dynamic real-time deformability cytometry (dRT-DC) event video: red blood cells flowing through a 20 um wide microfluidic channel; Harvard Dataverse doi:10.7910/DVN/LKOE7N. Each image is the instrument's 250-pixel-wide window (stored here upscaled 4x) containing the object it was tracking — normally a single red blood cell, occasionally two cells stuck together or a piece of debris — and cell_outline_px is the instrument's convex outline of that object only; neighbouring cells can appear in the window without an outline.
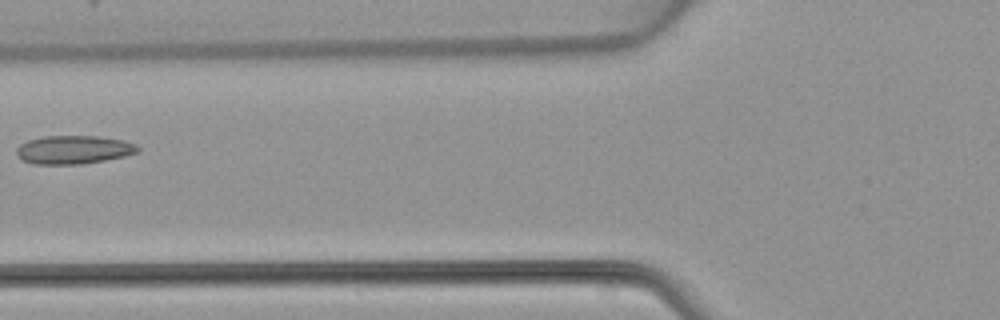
{"species": "common noctule bat (a hibernating species)", "species_latin": "Nyctalus noctula", "temperature_condition": "warm", "stored_images_in_passage": 5, "camera_frame_rate_fps": 3000, "um_per_image_px": 0.085, "animal": {"sex": "female", "body_mass_g": 22.7, "forearm_length_mm": 54.2}, "frame": {"image": 1, "passage_image": 5, "time_ms": 5.0, "image_size_px": [1000, 320], "cell_outline_px": [[140, 152], [124, 156], [84, 164], [32, 164], [20, 160], [16, 156], [16, 148], [20, 144], [28, 140], [44, 136], [100, 136], [124, 140], [136, 144], [140, 148]], "centroid_in_image_um": [6.25, 12.73], "position_along_channel_um": 119.6, "area_um2": 20.4}}